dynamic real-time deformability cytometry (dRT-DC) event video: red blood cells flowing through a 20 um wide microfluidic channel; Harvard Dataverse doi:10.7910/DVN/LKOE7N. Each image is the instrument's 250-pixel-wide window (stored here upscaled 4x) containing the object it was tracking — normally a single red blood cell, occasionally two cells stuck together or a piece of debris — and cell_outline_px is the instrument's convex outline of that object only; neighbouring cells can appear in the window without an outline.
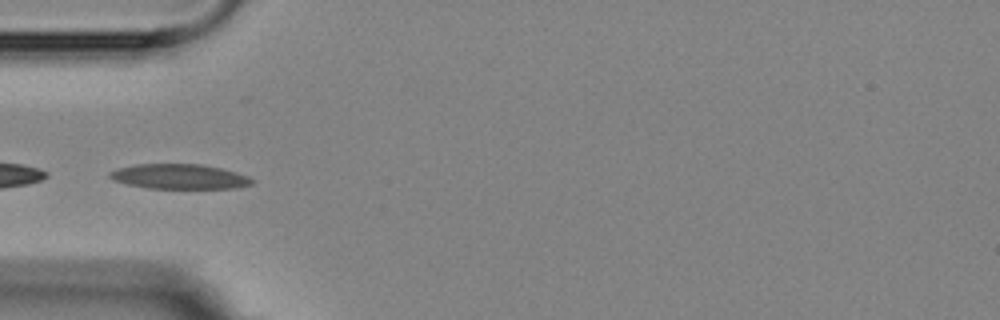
{"species": "Egyptian fruit bat (a non-hibernating species)", "species_latin": "Rousettus aegyptiacus", "temperature_condition": "room temperature", "stored_images_in_passage": 10, "camera_frame_rate_fps": 3000, "um_per_image_px": 0.085, "animal": {"sex": "female"}, "frame": {"image": 1, "passage_image": 1, "time_ms": 0.0, "image_size_px": [1000, 320], "cell_outline_px": [[252, 184], [236, 188], [148, 188], [128, 184], [112, 180], [108, 176], [108, 172], [116, 168], [136, 164], [200, 164], [220, 168], [236, 172], [248, 176], [252, 180]], "centroid_in_image_um": [15.19, 15.0], "position_along_channel_um": 69.8, "area_um2": 20.58}}
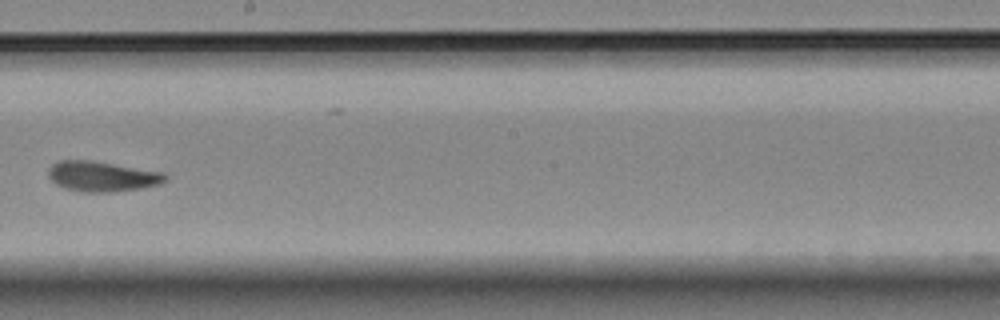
{"frame": {"image": 2, "passage_image": 5, "time_ms": 4.667, "image_size_px": [1000, 320], "cell_outline_px": [[168, 180], [160, 184], [140, 188], [112, 192], [80, 192], [64, 188], [56, 184], [48, 176], [48, 168], [52, 164], [60, 160], [92, 160], [164, 172], [168, 176]], "centroid_in_image_um": [8.68, 14.99], "position_along_channel_um": 239.5, "area_um2": 20.81}}
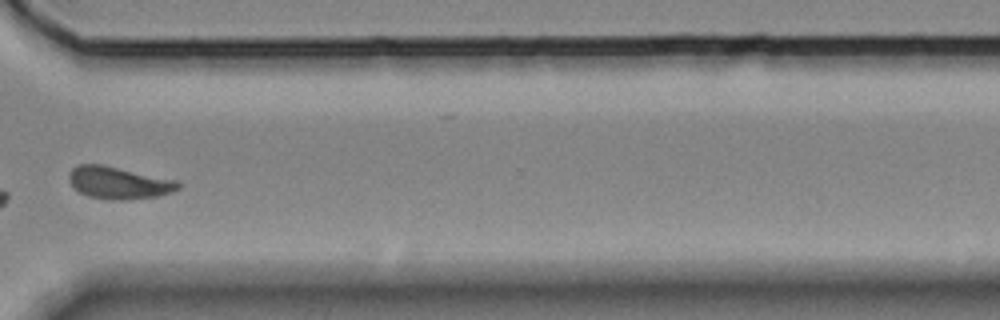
{"frame": {"image": 3, "passage_image": 8, "time_ms": 8.0, "image_size_px": [1000, 320], "cell_outline_px": [[180, 188], [172, 192], [156, 196], [124, 200], [112, 200], [88, 196], [80, 192], [68, 180], [68, 176], [72, 168], [76, 164], [104, 164], [180, 180]], "centroid_in_image_um": [10.12, 15.51], "position_along_channel_um": 360.5, "area_um2": 20.81}, "authors_computed_cell_mechanics": {"area_um2": 20.2011, "velocity_mm_per_s": 3.6305, "shape_relaxation_time_tau1_ms": 6.9552, "shape_relaxation_time_tau2_ms": 1.8939, "deformation_change_tau1": 0.1473, "deformation_change_tau2": 0.0614}}